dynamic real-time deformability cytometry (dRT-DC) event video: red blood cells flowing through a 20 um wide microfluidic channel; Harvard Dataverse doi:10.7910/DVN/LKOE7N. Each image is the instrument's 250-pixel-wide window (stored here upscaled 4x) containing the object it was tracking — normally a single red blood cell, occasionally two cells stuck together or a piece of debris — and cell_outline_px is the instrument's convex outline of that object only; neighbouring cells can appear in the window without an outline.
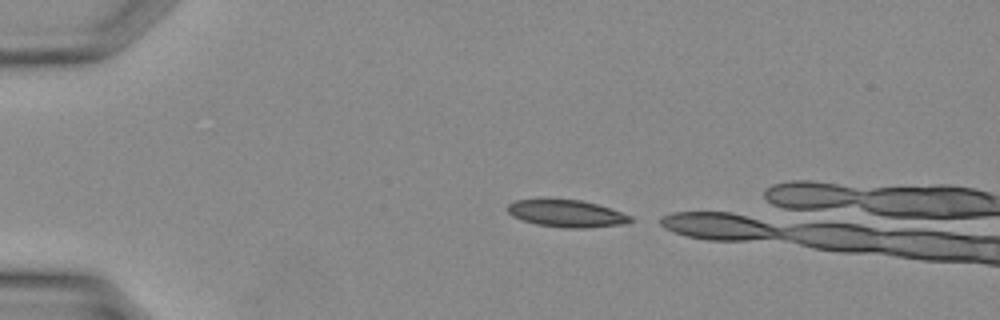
{"species": "Egyptian fruit bat (a non-hibernating species)", "species_latin": "Rousettus aegyptiacus", "temperature_condition": "warm", "stored_images_in_passage": 3, "camera_frame_rate_fps": 3000, "um_per_image_px": 0.085, "animal": {"sex": "female"}, "frame": {"image": 1, "passage_image": 1, "time_ms": 0.0, "image_size_px": [1000, 320], "cell_outline_px": [[632, 220], [624, 224], [588, 228], [564, 228], [536, 224], [512, 216], [504, 208], [508, 204], [516, 200], [540, 196], [544, 196], [580, 200], [596, 204], [632, 216]], "centroid_in_image_um": [48.05, 18.1], "position_along_channel_um": 36.9, "area_um2": 20.17}}